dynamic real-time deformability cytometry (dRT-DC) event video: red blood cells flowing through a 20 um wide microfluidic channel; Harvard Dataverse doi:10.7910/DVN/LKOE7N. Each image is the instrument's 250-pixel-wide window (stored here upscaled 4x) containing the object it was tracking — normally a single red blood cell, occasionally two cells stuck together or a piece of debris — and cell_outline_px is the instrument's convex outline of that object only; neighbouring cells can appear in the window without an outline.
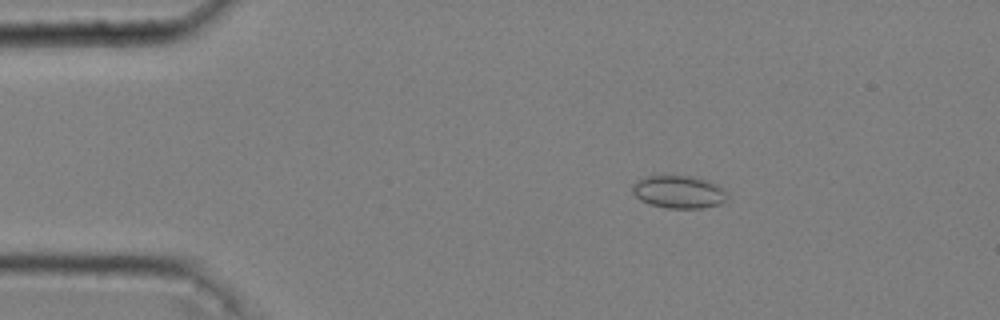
{"species": "common noctule bat (a hibernating species)", "species_latin": "Nyctalus noctula", "temperature_condition": "cold", "stored_images_in_passage": 52, "camera_frame_rate_fps": 3000, "um_per_image_px": 0.085, "animal": {"sex": "male", "body_mass_g": 20.4}, "frame": {"image": 1, "passage_image": 9, "time_ms": 2.667, "image_size_px": [1000, 320], "cell_outline_px": [[728, 196], [720, 204], [704, 208], [664, 208], [648, 204], [640, 200], [632, 192], [632, 184], [636, 180], [648, 176], [688, 176], [708, 180], [716, 184]], "centroid_in_image_um": [57.64, 16.32], "position_along_channel_um": 27.4, "area_um2": 18.03}}
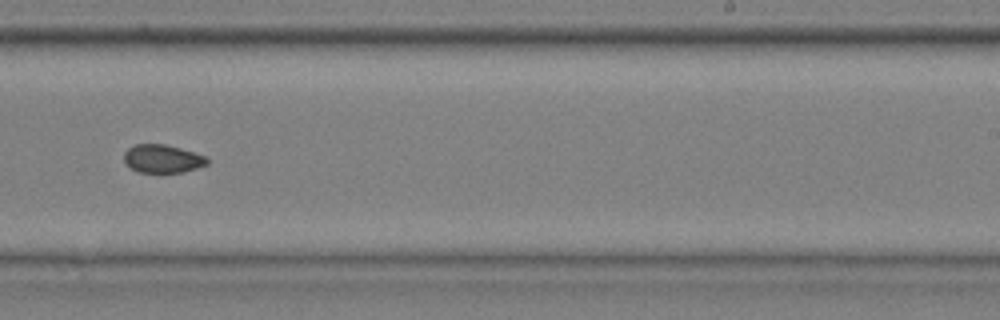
{"frame": {"image": 2, "passage_image": 34, "time_ms": 11.0, "image_size_px": [1000, 320], "cell_outline_px": [[208, 164], [184, 172], [140, 172], [124, 164], [124, 152], [128, 148], [136, 144], [164, 144], [180, 148], [208, 156]], "centroid_in_image_um": [13.82, 13.48], "position_along_channel_um": 275.2, "area_um2": 13.7}}
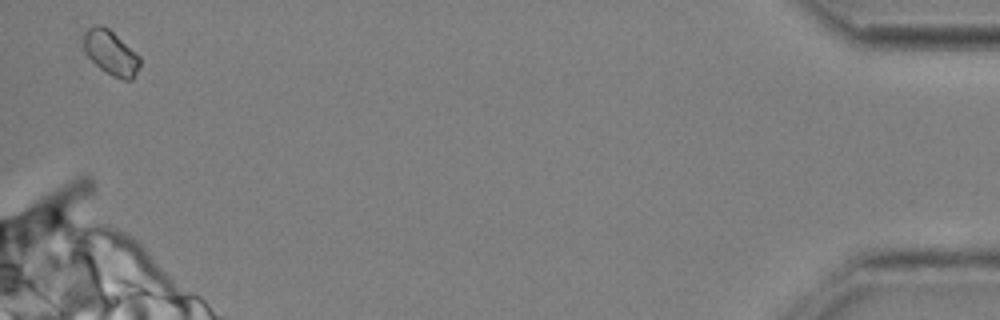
{"frame": {"image": 3, "passage_image": 52, "time_ms": 17.0, "image_size_px": [1000, 320], "cell_outline_px": [[140, 68], [132, 80], [124, 80], [112, 76], [100, 68], [84, 52], [84, 36], [88, 28], [96, 24], [100, 24], [108, 28], [140, 56]], "centroid_in_image_um": [9.44, 4.5], "position_along_channel_um": 425.8, "area_um2": 14.51}, "authors_computed_cell_mechanics": {"area_um2": 14.3344, "velocity_mm_per_s": 3.6335, "shape_relaxation_time_tau1_ms": null, "shape_relaxation_time_tau2_ms": 2.3339, "deformation_change_tau1": null, "deformation_change_tau2": 0.0485}}